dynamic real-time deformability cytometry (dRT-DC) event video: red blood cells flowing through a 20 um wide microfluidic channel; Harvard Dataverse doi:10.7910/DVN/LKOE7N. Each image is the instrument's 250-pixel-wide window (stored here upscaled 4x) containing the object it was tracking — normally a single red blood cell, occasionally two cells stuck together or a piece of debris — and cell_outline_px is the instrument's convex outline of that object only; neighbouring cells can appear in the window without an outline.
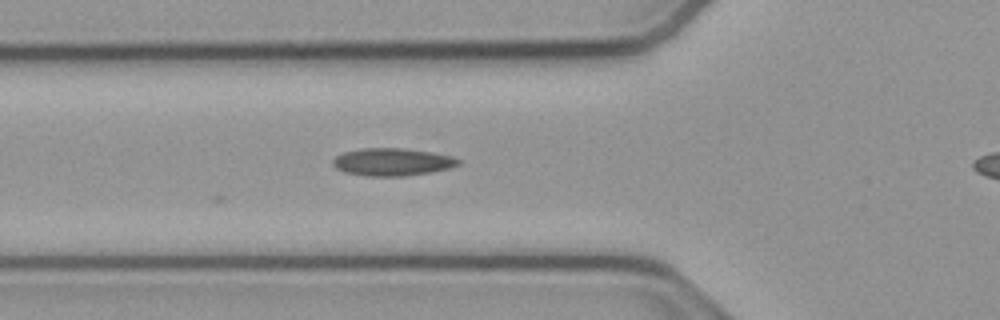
{"species": "common noctule bat (a hibernating species)", "species_latin": "Nyctalus noctula", "temperature_condition": "cold", "stored_images_in_passage": 3, "camera_frame_rate_fps": 3000, "um_per_image_px": 0.085, "animal": {"sex": "male", "body_mass_g": 23.1, "forearm_length_mm": 52.7}, "frame": {"image": 1, "passage_image": 3, "time_ms": 0.667, "image_size_px": [1000, 320], "cell_outline_px": [[464, 160], [460, 164], [448, 168], [432, 172], [404, 176], [364, 176], [344, 172], [336, 168], [332, 164], [332, 160], [336, 156], [344, 152], [360, 148], [404, 148], [432, 152], [452, 156]], "centroid_in_image_um": [33.36, 13.76], "position_along_channel_um": 92.4, "area_um2": 20.4}}